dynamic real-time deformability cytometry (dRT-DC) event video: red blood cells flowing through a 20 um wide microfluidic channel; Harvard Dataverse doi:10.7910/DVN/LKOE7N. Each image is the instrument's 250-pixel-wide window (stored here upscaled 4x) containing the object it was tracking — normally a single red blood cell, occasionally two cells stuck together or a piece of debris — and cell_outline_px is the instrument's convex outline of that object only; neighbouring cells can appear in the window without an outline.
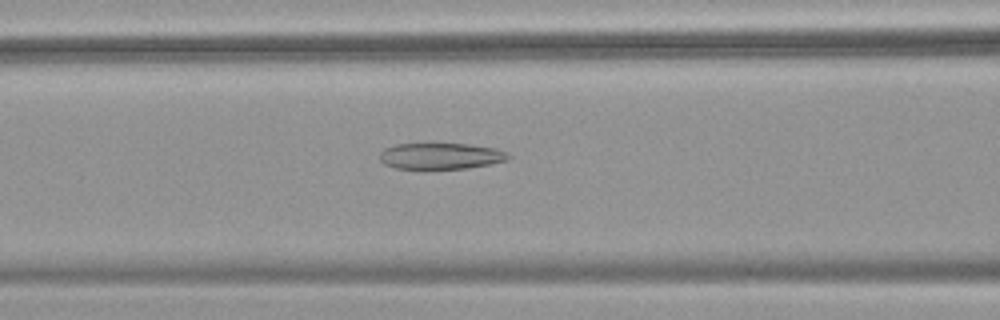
{"species": "common noctule bat (a hibernating species)", "species_latin": "Nyctalus noctula", "temperature_condition": "warm", "stored_images_in_passage": 33, "camera_frame_rate_fps": 3000, "um_per_image_px": 0.085, "animal": {"sex": "female", "body_mass_g": 18.4}, "frame": {"image": 1, "passage_image": 8, "time_ms": 2.333, "image_size_px": [1000, 320], "cell_outline_px": [[512, 156], [508, 160], [468, 168], [396, 168], [384, 164], [380, 160], [380, 152], [384, 148], [396, 144], [468, 144], [496, 148], [508, 152]], "centroid_in_image_um": [37.49, 13.25], "position_along_channel_um": 129.1, "area_um2": 19.54}}
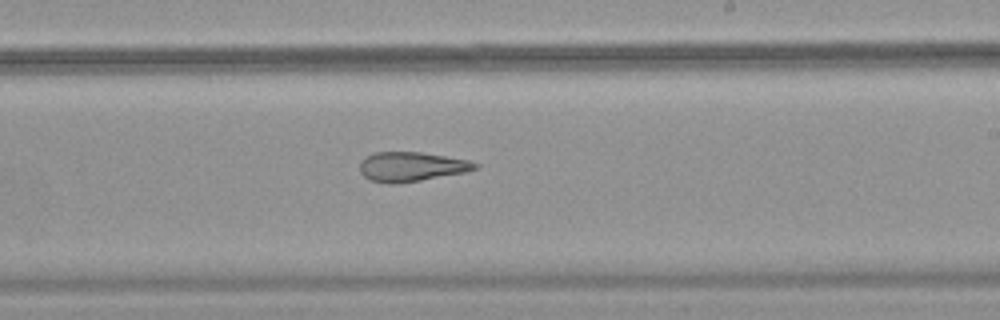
{"frame": {"image": 2, "passage_image": 18, "time_ms": 5.667, "image_size_px": [1000, 320], "cell_outline_px": [[480, 164], [476, 168], [464, 172], [420, 180], [396, 184], [388, 184], [368, 180], [360, 172], [360, 160], [376, 152], [420, 152], [468, 160]], "centroid_in_image_um": [34.92, 14.17], "position_along_channel_um": 254.1, "area_um2": 19.65}}
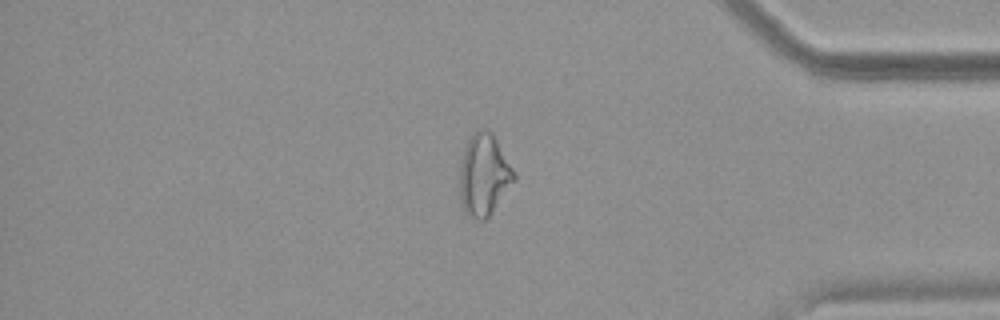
{"frame": {"image": 3, "passage_image": 31, "time_ms": 10.0, "image_size_px": [1000, 320], "cell_outline_px": [[516, 180], [488, 216], [484, 220], [476, 220], [468, 216], [464, 212], [460, 196], [460, 164], [464, 148], [468, 140], [480, 128], [484, 128], [496, 140], [516, 172]], "centroid_in_image_um": [41.13, 14.9], "position_along_channel_um": 394.1, "area_um2": 25.61}}